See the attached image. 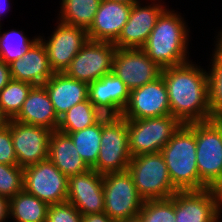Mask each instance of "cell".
<instances>
[{
  "mask_svg": "<svg viewBox=\"0 0 222 222\" xmlns=\"http://www.w3.org/2000/svg\"><path fill=\"white\" fill-rule=\"evenodd\" d=\"M139 214L145 222H175V194L169 199L145 200Z\"/></svg>",
  "mask_w": 222,
  "mask_h": 222,
  "instance_id": "4dcf8cb0",
  "label": "cell"
},
{
  "mask_svg": "<svg viewBox=\"0 0 222 222\" xmlns=\"http://www.w3.org/2000/svg\"><path fill=\"white\" fill-rule=\"evenodd\" d=\"M24 168L0 163V196L8 199L23 190Z\"/></svg>",
  "mask_w": 222,
  "mask_h": 222,
  "instance_id": "1f68e13d",
  "label": "cell"
},
{
  "mask_svg": "<svg viewBox=\"0 0 222 222\" xmlns=\"http://www.w3.org/2000/svg\"><path fill=\"white\" fill-rule=\"evenodd\" d=\"M69 178L49 159L24 168L23 189L48 205L66 202Z\"/></svg>",
  "mask_w": 222,
  "mask_h": 222,
  "instance_id": "9c48e42d",
  "label": "cell"
},
{
  "mask_svg": "<svg viewBox=\"0 0 222 222\" xmlns=\"http://www.w3.org/2000/svg\"><path fill=\"white\" fill-rule=\"evenodd\" d=\"M11 78L33 86L43 85L54 74L45 45L38 38L24 55L9 64Z\"/></svg>",
  "mask_w": 222,
  "mask_h": 222,
  "instance_id": "ffe728a7",
  "label": "cell"
},
{
  "mask_svg": "<svg viewBox=\"0 0 222 222\" xmlns=\"http://www.w3.org/2000/svg\"><path fill=\"white\" fill-rule=\"evenodd\" d=\"M56 20L88 30L93 23L101 0H59Z\"/></svg>",
  "mask_w": 222,
  "mask_h": 222,
  "instance_id": "d4e9b609",
  "label": "cell"
},
{
  "mask_svg": "<svg viewBox=\"0 0 222 222\" xmlns=\"http://www.w3.org/2000/svg\"><path fill=\"white\" fill-rule=\"evenodd\" d=\"M43 86L58 118L74 105L88 99V84L70 78L65 73H54Z\"/></svg>",
  "mask_w": 222,
  "mask_h": 222,
  "instance_id": "44dd1931",
  "label": "cell"
},
{
  "mask_svg": "<svg viewBox=\"0 0 222 222\" xmlns=\"http://www.w3.org/2000/svg\"><path fill=\"white\" fill-rule=\"evenodd\" d=\"M180 126L181 123L171 114L127 120L131 156L160 152Z\"/></svg>",
  "mask_w": 222,
  "mask_h": 222,
  "instance_id": "52a82bcc",
  "label": "cell"
},
{
  "mask_svg": "<svg viewBox=\"0 0 222 222\" xmlns=\"http://www.w3.org/2000/svg\"><path fill=\"white\" fill-rule=\"evenodd\" d=\"M81 222H114L105 212L82 216Z\"/></svg>",
  "mask_w": 222,
  "mask_h": 222,
  "instance_id": "d590c367",
  "label": "cell"
},
{
  "mask_svg": "<svg viewBox=\"0 0 222 222\" xmlns=\"http://www.w3.org/2000/svg\"><path fill=\"white\" fill-rule=\"evenodd\" d=\"M103 115L89 101H82L71 107L59 118V132H76L96 124Z\"/></svg>",
  "mask_w": 222,
  "mask_h": 222,
  "instance_id": "4316f807",
  "label": "cell"
},
{
  "mask_svg": "<svg viewBox=\"0 0 222 222\" xmlns=\"http://www.w3.org/2000/svg\"><path fill=\"white\" fill-rule=\"evenodd\" d=\"M11 5V0H0V22L4 21L2 19L5 13H7L8 11L11 12Z\"/></svg>",
  "mask_w": 222,
  "mask_h": 222,
  "instance_id": "74e56055",
  "label": "cell"
},
{
  "mask_svg": "<svg viewBox=\"0 0 222 222\" xmlns=\"http://www.w3.org/2000/svg\"><path fill=\"white\" fill-rule=\"evenodd\" d=\"M127 171L144 201L169 199L178 191L170 180L161 152L133 156Z\"/></svg>",
  "mask_w": 222,
  "mask_h": 222,
  "instance_id": "5b68a950",
  "label": "cell"
},
{
  "mask_svg": "<svg viewBox=\"0 0 222 222\" xmlns=\"http://www.w3.org/2000/svg\"><path fill=\"white\" fill-rule=\"evenodd\" d=\"M0 163L7 165H18L12 143L11 130L8 125L0 128Z\"/></svg>",
  "mask_w": 222,
  "mask_h": 222,
  "instance_id": "836d02e7",
  "label": "cell"
},
{
  "mask_svg": "<svg viewBox=\"0 0 222 222\" xmlns=\"http://www.w3.org/2000/svg\"><path fill=\"white\" fill-rule=\"evenodd\" d=\"M50 36L39 33L46 47L49 64L54 73H64L72 59L89 40L87 30L56 21Z\"/></svg>",
  "mask_w": 222,
  "mask_h": 222,
  "instance_id": "7c38bea8",
  "label": "cell"
},
{
  "mask_svg": "<svg viewBox=\"0 0 222 222\" xmlns=\"http://www.w3.org/2000/svg\"><path fill=\"white\" fill-rule=\"evenodd\" d=\"M132 4L101 0L90 28L88 38L92 41L114 43L127 23Z\"/></svg>",
  "mask_w": 222,
  "mask_h": 222,
  "instance_id": "d6986e66",
  "label": "cell"
},
{
  "mask_svg": "<svg viewBox=\"0 0 222 222\" xmlns=\"http://www.w3.org/2000/svg\"><path fill=\"white\" fill-rule=\"evenodd\" d=\"M66 202L82 214L104 212L103 175L94 169L69 177Z\"/></svg>",
  "mask_w": 222,
  "mask_h": 222,
  "instance_id": "e0dca14e",
  "label": "cell"
},
{
  "mask_svg": "<svg viewBox=\"0 0 222 222\" xmlns=\"http://www.w3.org/2000/svg\"><path fill=\"white\" fill-rule=\"evenodd\" d=\"M199 190H222V119L195 122Z\"/></svg>",
  "mask_w": 222,
  "mask_h": 222,
  "instance_id": "277c9868",
  "label": "cell"
},
{
  "mask_svg": "<svg viewBox=\"0 0 222 222\" xmlns=\"http://www.w3.org/2000/svg\"><path fill=\"white\" fill-rule=\"evenodd\" d=\"M168 91L162 76L130 91L129 101L121 117L126 120L170 115Z\"/></svg>",
  "mask_w": 222,
  "mask_h": 222,
  "instance_id": "5bb4252c",
  "label": "cell"
},
{
  "mask_svg": "<svg viewBox=\"0 0 222 222\" xmlns=\"http://www.w3.org/2000/svg\"><path fill=\"white\" fill-rule=\"evenodd\" d=\"M21 123L57 130L59 118L43 85L33 86L24 101L22 109L13 119Z\"/></svg>",
  "mask_w": 222,
  "mask_h": 222,
  "instance_id": "7402d4cb",
  "label": "cell"
},
{
  "mask_svg": "<svg viewBox=\"0 0 222 222\" xmlns=\"http://www.w3.org/2000/svg\"><path fill=\"white\" fill-rule=\"evenodd\" d=\"M111 1H116V2H122V3H126V4H134L139 2L140 0H111Z\"/></svg>",
  "mask_w": 222,
  "mask_h": 222,
  "instance_id": "60d3db41",
  "label": "cell"
},
{
  "mask_svg": "<svg viewBox=\"0 0 222 222\" xmlns=\"http://www.w3.org/2000/svg\"><path fill=\"white\" fill-rule=\"evenodd\" d=\"M104 212L114 221L138 215L144 203L128 172L103 175Z\"/></svg>",
  "mask_w": 222,
  "mask_h": 222,
  "instance_id": "ba28073f",
  "label": "cell"
},
{
  "mask_svg": "<svg viewBox=\"0 0 222 222\" xmlns=\"http://www.w3.org/2000/svg\"><path fill=\"white\" fill-rule=\"evenodd\" d=\"M48 159L68 178L90 169L82 160L70 136L58 130L52 131L50 135Z\"/></svg>",
  "mask_w": 222,
  "mask_h": 222,
  "instance_id": "603a6c76",
  "label": "cell"
},
{
  "mask_svg": "<svg viewBox=\"0 0 222 222\" xmlns=\"http://www.w3.org/2000/svg\"><path fill=\"white\" fill-rule=\"evenodd\" d=\"M160 152L170 180L178 191L199 190L195 122L181 124Z\"/></svg>",
  "mask_w": 222,
  "mask_h": 222,
  "instance_id": "3957f363",
  "label": "cell"
},
{
  "mask_svg": "<svg viewBox=\"0 0 222 222\" xmlns=\"http://www.w3.org/2000/svg\"><path fill=\"white\" fill-rule=\"evenodd\" d=\"M38 38L39 34L30 38L23 30H16V28L1 31L0 59L9 65L21 58Z\"/></svg>",
  "mask_w": 222,
  "mask_h": 222,
  "instance_id": "f1b7e54d",
  "label": "cell"
},
{
  "mask_svg": "<svg viewBox=\"0 0 222 222\" xmlns=\"http://www.w3.org/2000/svg\"><path fill=\"white\" fill-rule=\"evenodd\" d=\"M62 133L70 136L82 160L91 169L96 164L100 152L102 118L96 124L80 131Z\"/></svg>",
  "mask_w": 222,
  "mask_h": 222,
  "instance_id": "83f0119b",
  "label": "cell"
},
{
  "mask_svg": "<svg viewBox=\"0 0 222 222\" xmlns=\"http://www.w3.org/2000/svg\"><path fill=\"white\" fill-rule=\"evenodd\" d=\"M168 6L163 0H140L134 3L127 23L114 42L116 48H142L157 19Z\"/></svg>",
  "mask_w": 222,
  "mask_h": 222,
  "instance_id": "4fadbf2b",
  "label": "cell"
},
{
  "mask_svg": "<svg viewBox=\"0 0 222 222\" xmlns=\"http://www.w3.org/2000/svg\"><path fill=\"white\" fill-rule=\"evenodd\" d=\"M222 190L177 191L175 193V222H221Z\"/></svg>",
  "mask_w": 222,
  "mask_h": 222,
  "instance_id": "30bf717a",
  "label": "cell"
},
{
  "mask_svg": "<svg viewBox=\"0 0 222 222\" xmlns=\"http://www.w3.org/2000/svg\"><path fill=\"white\" fill-rule=\"evenodd\" d=\"M82 216L69 202L51 204L47 209L46 222H81Z\"/></svg>",
  "mask_w": 222,
  "mask_h": 222,
  "instance_id": "d6a6232c",
  "label": "cell"
},
{
  "mask_svg": "<svg viewBox=\"0 0 222 222\" xmlns=\"http://www.w3.org/2000/svg\"><path fill=\"white\" fill-rule=\"evenodd\" d=\"M169 6L157 19L147 42L142 47L148 57L161 69L181 65L191 60L188 19ZM190 58V59H189Z\"/></svg>",
  "mask_w": 222,
  "mask_h": 222,
  "instance_id": "7a4b0ae2",
  "label": "cell"
},
{
  "mask_svg": "<svg viewBox=\"0 0 222 222\" xmlns=\"http://www.w3.org/2000/svg\"><path fill=\"white\" fill-rule=\"evenodd\" d=\"M32 87V84L12 79L0 91V107L9 120L18 115Z\"/></svg>",
  "mask_w": 222,
  "mask_h": 222,
  "instance_id": "f546056e",
  "label": "cell"
},
{
  "mask_svg": "<svg viewBox=\"0 0 222 222\" xmlns=\"http://www.w3.org/2000/svg\"><path fill=\"white\" fill-rule=\"evenodd\" d=\"M7 125L11 130L18 166L25 168L48 159L52 130L13 119H10Z\"/></svg>",
  "mask_w": 222,
  "mask_h": 222,
  "instance_id": "9a60e30c",
  "label": "cell"
},
{
  "mask_svg": "<svg viewBox=\"0 0 222 222\" xmlns=\"http://www.w3.org/2000/svg\"><path fill=\"white\" fill-rule=\"evenodd\" d=\"M120 222H145V221L143 217L140 214H138L133 217L126 218L125 220H122Z\"/></svg>",
  "mask_w": 222,
  "mask_h": 222,
  "instance_id": "f35d334b",
  "label": "cell"
},
{
  "mask_svg": "<svg viewBox=\"0 0 222 222\" xmlns=\"http://www.w3.org/2000/svg\"><path fill=\"white\" fill-rule=\"evenodd\" d=\"M162 69L154 63L142 48H117L112 72L131 91L156 80Z\"/></svg>",
  "mask_w": 222,
  "mask_h": 222,
  "instance_id": "2e32d148",
  "label": "cell"
},
{
  "mask_svg": "<svg viewBox=\"0 0 222 222\" xmlns=\"http://www.w3.org/2000/svg\"><path fill=\"white\" fill-rule=\"evenodd\" d=\"M116 50L114 43L88 40L64 73L90 84L112 72Z\"/></svg>",
  "mask_w": 222,
  "mask_h": 222,
  "instance_id": "8fae6325",
  "label": "cell"
},
{
  "mask_svg": "<svg viewBox=\"0 0 222 222\" xmlns=\"http://www.w3.org/2000/svg\"><path fill=\"white\" fill-rule=\"evenodd\" d=\"M192 60L164 68L171 115L181 124L213 119L210 109L208 71Z\"/></svg>",
  "mask_w": 222,
  "mask_h": 222,
  "instance_id": "6da1fadb",
  "label": "cell"
},
{
  "mask_svg": "<svg viewBox=\"0 0 222 222\" xmlns=\"http://www.w3.org/2000/svg\"><path fill=\"white\" fill-rule=\"evenodd\" d=\"M100 152L91 168L99 174L125 172L132 158L129 151L127 120L120 117H102Z\"/></svg>",
  "mask_w": 222,
  "mask_h": 222,
  "instance_id": "8992f818",
  "label": "cell"
},
{
  "mask_svg": "<svg viewBox=\"0 0 222 222\" xmlns=\"http://www.w3.org/2000/svg\"><path fill=\"white\" fill-rule=\"evenodd\" d=\"M2 26H3V25H2V22H0V32H1V30L3 29Z\"/></svg>",
  "mask_w": 222,
  "mask_h": 222,
  "instance_id": "b9f144b4",
  "label": "cell"
},
{
  "mask_svg": "<svg viewBox=\"0 0 222 222\" xmlns=\"http://www.w3.org/2000/svg\"><path fill=\"white\" fill-rule=\"evenodd\" d=\"M48 206L23 189L9 199V222H46Z\"/></svg>",
  "mask_w": 222,
  "mask_h": 222,
  "instance_id": "cb8c5ba5",
  "label": "cell"
},
{
  "mask_svg": "<svg viewBox=\"0 0 222 222\" xmlns=\"http://www.w3.org/2000/svg\"><path fill=\"white\" fill-rule=\"evenodd\" d=\"M12 80L9 65L0 59V91Z\"/></svg>",
  "mask_w": 222,
  "mask_h": 222,
  "instance_id": "e575fe53",
  "label": "cell"
},
{
  "mask_svg": "<svg viewBox=\"0 0 222 222\" xmlns=\"http://www.w3.org/2000/svg\"><path fill=\"white\" fill-rule=\"evenodd\" d=\"M129 96L130 90L113 72L88 84V99L103 116L120 117Z\"/></svg>",
  "mask_w": 222,
  "mask_h": 222,
  "instance_id": "ac0fdd59",
  "label": "cell"
},
{
  "mask_svg": "<svg viewBox=\"0 0 222 222\" xmlns=\"http://www.w3.org/2000/svg\"><path fill=\"white\" fill-rule=\"evenodd\" d=\"M209 65L206 66L209 79L210 109L213 119H222V42L214 36Z\"/></svg>",
  "mask_w": 222,
  "mask_h": 222,
  "instance_id": "484cf974",
  "label": "cell"
},
{
  "mask_svg": "<svg viewBox=\"0 0 222 222\" xmlns=\"http://www.w3.org/2000/svg\"><path fill=\"white\" fill-rule=\"evenodd\" d=\"M9 122V119L7 116L3 113L1 107H0V128L6 126Z\"/></svg>",
  "mask_w": 222,
  "mask_h": 222,
  "instance_id": "ab89813d",
  "label": "cell"
},
{
  "mask_svg": "<svg viewBox=\"0 0 222 222\" xmlns=\"http://www.w3.org/2000/svg\"><path fill=\"white\" fill-rule=\"evenodd\" d=\"M9 221V199L0 196V222Z\"/></svg>",
  "mask_w": 222,
  "mask_h": 222,
  "instance_id": "8d00e7d4",
  "label": "cell"
}]
</instances>
